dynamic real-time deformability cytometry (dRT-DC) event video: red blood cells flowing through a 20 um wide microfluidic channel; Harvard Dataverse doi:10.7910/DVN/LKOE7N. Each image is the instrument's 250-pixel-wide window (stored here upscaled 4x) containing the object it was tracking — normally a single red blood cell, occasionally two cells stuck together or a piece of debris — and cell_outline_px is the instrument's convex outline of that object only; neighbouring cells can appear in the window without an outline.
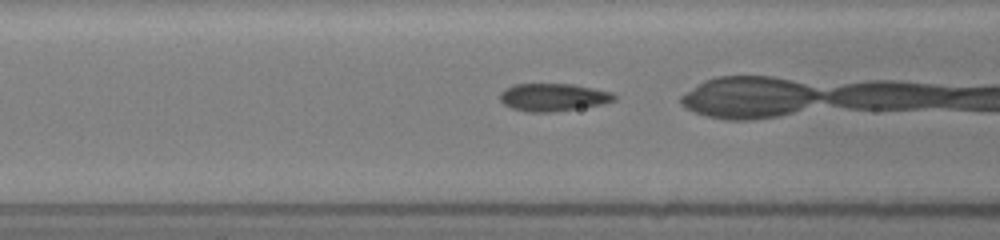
{"species": "common noctule bat (a hibernating species)", "species_latin": "Nyctalus noctula", "temperature_condition": "room temperature", "stored_images_in_passage": 14, "camera_frame_rate_fps": 3000, "um_per_image_px": 0.085, "animal": {"sex": "female", "body_mass_g": 19.5, "forearm_length_mm": 54.1}, "frame": {"image": 1, "passage_image": 3, "time_ms": 0.667, "image_size_px": [1000, 240], "cell_outline_px": [[616, 100], [604, 104], [556, 112], [528, 112], [512, 108], [504, 104], [500, 100], [500, 92], [516, 84], [572, 84], [612, 92], [616, 96]], "centroid_in_image_um": [47.05, 8.28], "position_along_channel_um": 119.6, "area_um2": 18.44}}